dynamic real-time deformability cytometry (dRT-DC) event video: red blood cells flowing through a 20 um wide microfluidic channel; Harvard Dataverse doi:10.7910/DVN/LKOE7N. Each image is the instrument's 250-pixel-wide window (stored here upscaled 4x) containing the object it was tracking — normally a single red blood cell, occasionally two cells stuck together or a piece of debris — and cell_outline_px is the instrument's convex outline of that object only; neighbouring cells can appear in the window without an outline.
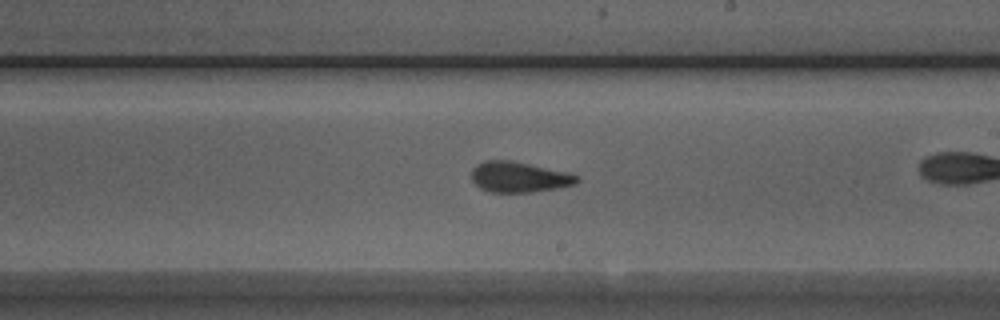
{"species": "Egyptian fruit bat (a non-hibernating species)", "species_latin": "Rousettus aegyptiacus", "temperature_condition": "room temperature", "stored_images_in_passage": 40, "camera_frame_rate_fps": 3000, "um_per_image_px": 0.085, "animal": {"sex": "male"}, "frame": {"image": 1, "passage_image": 29, "time_ms": 9.333, "image_size_px": [1000, 320], "cell_outline_px": [[580, 180], [576, 184], [556, 188], [532, 192], [488, 192], [480, 188], [472, 180], [472, 168], [476, 164], [484, 160], [512, 160], [568, 172], [580, 176]], "centroid_in_image_um": [44.12, 15.04], "position_along_channel_um": 244.9, "area_um2": 18.96}}